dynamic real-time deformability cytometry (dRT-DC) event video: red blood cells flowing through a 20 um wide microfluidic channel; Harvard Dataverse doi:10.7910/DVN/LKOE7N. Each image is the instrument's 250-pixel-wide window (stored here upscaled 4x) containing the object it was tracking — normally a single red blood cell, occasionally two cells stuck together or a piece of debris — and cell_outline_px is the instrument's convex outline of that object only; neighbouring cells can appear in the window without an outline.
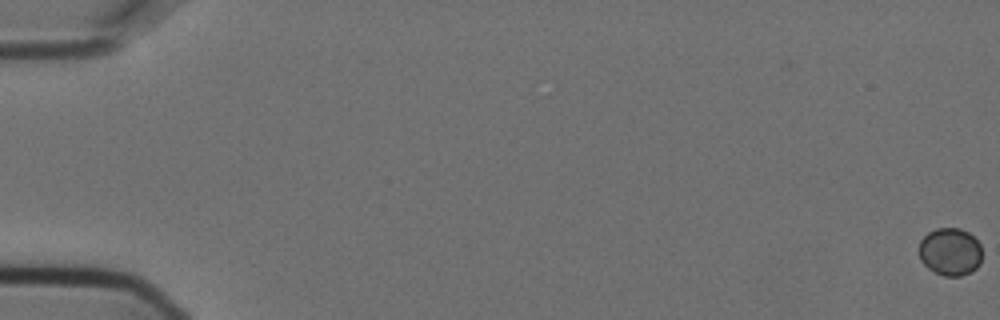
{"species": "Egyptian fruit bat (a non-hibernating species)", "species_latin": "Rousettus aegyptiacus", "temperature_condition": "cold", "stored_images_in_passage": 4, "camera_frame_rate_fps": 3000, "um_per_image_px": 0.085, "animal": {"sex": "female"}, "frame": {"image": 1, "passage_image": 1, "time_ms": 0.0, "image_size_px": [1000, 320], "cell_outline_px": [[980, 264], [972, 272], [960, 276], [944, 276], [928, 268], [920, 260], [920, 240], [928, 232], [936, 228], [960, 228], [968, 232], [980, 244]], "centroid_in_image_um": [80.76, 21.4], "position_along_channel_um": 4.2, "area_um2": 17.46}}
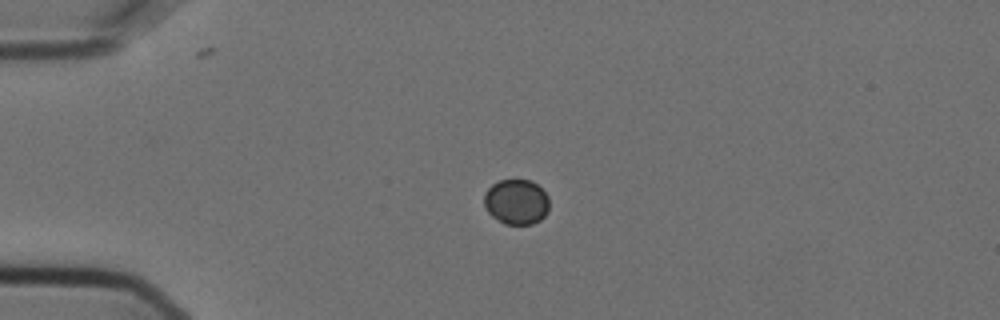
{"frame": {"image": 2, "passage_image": 4, "time_ms": 1.0, "image_size_px": [1000, 320], "cell_outline_px": [[548, 212], [540, 220], [532, 224], [504, 224], [492, 216], [488, 212], [484, 204], [484, 192], [492, 184], [500, 180], [532, 180], [548, 196]], "centroid_in_image_um": [43.88, 17.16], "position_along_channel_um": 41.1, "area_um2": 17.17}}